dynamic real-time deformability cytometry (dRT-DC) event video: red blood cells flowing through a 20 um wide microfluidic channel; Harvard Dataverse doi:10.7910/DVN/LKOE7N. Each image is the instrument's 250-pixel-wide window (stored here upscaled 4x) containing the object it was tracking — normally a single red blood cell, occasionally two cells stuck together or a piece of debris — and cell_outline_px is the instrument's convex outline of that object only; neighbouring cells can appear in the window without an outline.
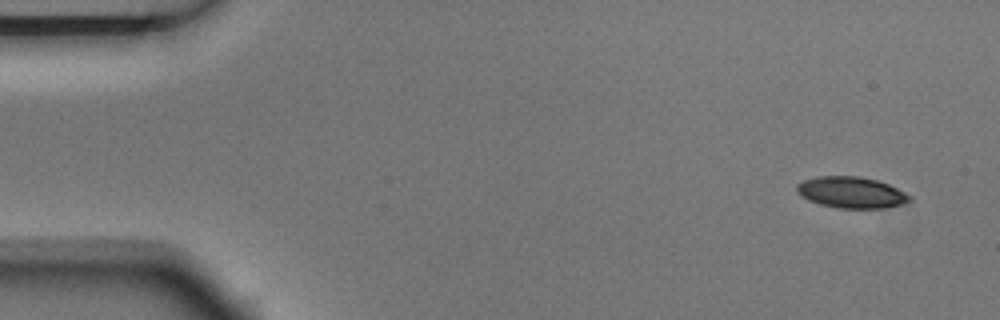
{"species": "Egyptian fruit bat (a non-hibernating species)", "species_latin": "Rousettus aegyptiacus", "temperature_condition": "room temperature", "stored_images_in_passage": 10, "camera_frame_rate_fps": 3000, "um_per_image_px": 0.085, "animal": {"sex": "male"}, "frame": {"image": 1, "passage_image": 1, "time_ms": 0.0, "image_size_px": [1000, 320], "cell_outline_px": [[912, 200], [904, 204], [880, 208], [836, 208], [820, 204], [808, 200], [800, 196], [796, 192], [796, 184], [804, 180], [820, 176], [860, 176], [876, 180], [888, 184], [912, 196]], "centroid_in_image_um": [72.35, 16.36], "position_along_channel_um": 12.7, "area_um2": 20.63}}
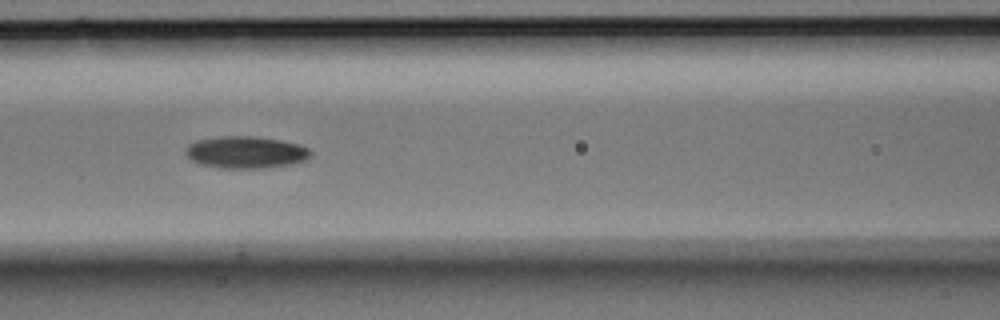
{"frame": {"image": 2, "passage_image": 6, "time_ms": 1.667, "image_size_px": [1000, 320], "cell_outline_px": [[312, 152], [304, 160], [288, 164], [260, 168], [220, 168], [200, 164], [192, 160], [184, 152], [188, 144], [196, 140], [220, 136], [256, 136], [280, 140], [296, 144], [308, 148]], "centroid_in_image_um": [20.83, 12.93], "position_along_channel_um": 145.8, "area_um2": 23.12}}
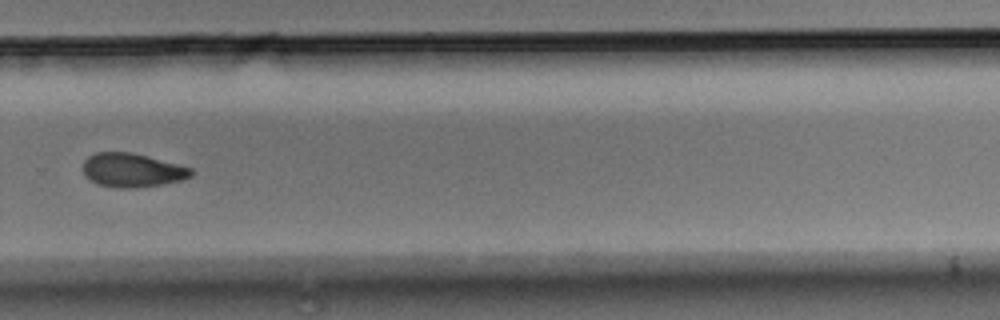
{"frame": {"image": 3, "passage_image": 10, "time_ms": 3.0, "image_size_px": [1000, 320], "cell_outline_px": [[192, 176], [180, 180], [160, 184], [136, 188], [112, 188], [96, 184], [84, 176], [84, 160], [88, 156], [96, 152], [132, 152], [192, 168]], "centroid_in_image_um": [11.19, 14.47], "position_along_channel_um": 318.6, "area_um2": 21.33}}